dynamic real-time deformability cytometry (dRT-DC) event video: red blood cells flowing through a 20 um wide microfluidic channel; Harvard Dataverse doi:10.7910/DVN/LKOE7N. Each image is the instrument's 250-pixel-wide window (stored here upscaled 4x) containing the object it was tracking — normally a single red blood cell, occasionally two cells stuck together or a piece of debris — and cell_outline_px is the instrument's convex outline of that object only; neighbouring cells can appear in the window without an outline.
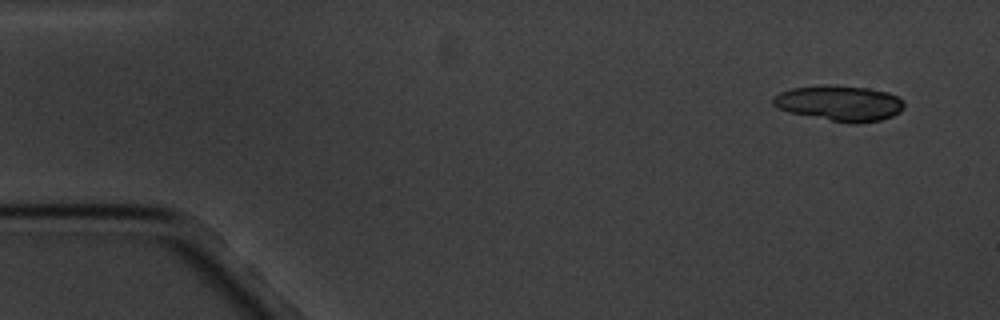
{"species": "common noctule bat (a hibernating species)", "species_latin": "Nyctalus noctula", "temperature_condition": "cold", "stored_images_in_passage": 5, "camera_frame_rate_fps": 3000, "um_per_image_px": 0.085, "animal": {"sex": "male", "body_mass_g": 20.1, "forearm_length_mm": 53.5}, "frame": {"image": 1, "passage_image": 1, "time_ms": 0.0, "image_size_px": [1000, 320], "cell_outline_px": [[904, 108], [900, 112], [892, 116], [880, 120], [856, 124], [848, 124], [788, 112], [772, 104], [772, 96], [780, 92], [792, 88], [820, 84], [836, 84], [868, 88], [888, 92], [904, 100]], "centroid_in_image_um": [71.36, 8.76], "position_along_channel_um": 13.6, "area_um2": 27.63}}